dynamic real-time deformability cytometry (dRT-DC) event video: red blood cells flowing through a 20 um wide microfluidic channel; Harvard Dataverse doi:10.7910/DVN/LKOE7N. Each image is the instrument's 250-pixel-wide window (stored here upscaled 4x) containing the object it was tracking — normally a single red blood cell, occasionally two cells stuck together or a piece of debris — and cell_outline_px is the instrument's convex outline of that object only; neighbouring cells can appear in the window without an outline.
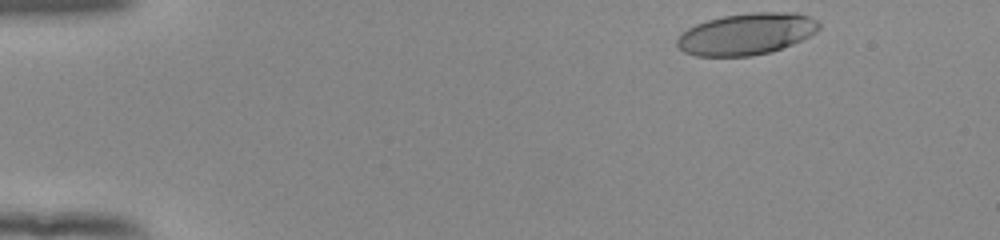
{"species": "human", "species_latin": "Homo sapiens", "temperature_condition": "room temperature", "stored_images_in_passage": 47, "camera_frame_rate_fps": 3000, "um_per_image_px": 0.085, "donor": {"sex": "female"}, "frame": {"image": 1, "passage_image": 1, "time_ms": 0.0, "image_size_px": [1000, 240], "cell_outline_px": [[820, 28], [816, 32], [792, 44], [772, 52], [748, 56], [696, 56], [684, 52], [676, 44], [676, 40], [688, 28], [696, 24], [708, 20], [724, 16], [752, 12], [796, 12], [808, 16], [816, 20], [820, 24]], "centroid_in_image_um": [63.46, 2.89], "position_along_channel_um": 21.5, "area_um2": 34.28}}
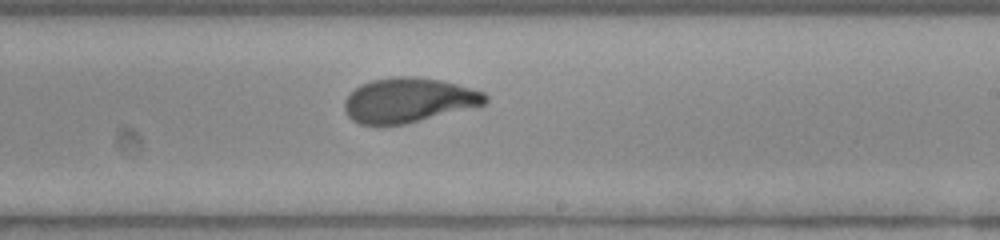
{"frame": {"image": 2, "passage_image": 27, "time_ms": 8.667, "image_size_px": [1000, 240], "cell_outline_px": [[488, 100], [484, 104], [476, 108], [404, 124], [360, 124], [352, 120], [344, 112], [344, 100], [360, 84], [372, 80], [396, 76], [412, 76], [440, 80], [472, 88], [484, 92], [488, 96]], "centroid_in_image_um": [34.76, 8.52], "position_along_channel_um": 254.2, "area_um2": 36.82}}
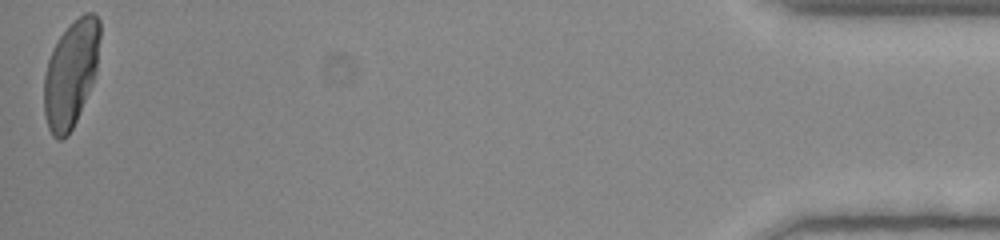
{"frame": {"image": 3, "passage_image": 47, "time_ms": 15.333, "image_size_px": [1000, 240], "cell_outline_px": [[100, 36], [96, 72], [92, 84], [76, 120], [68, 136], [60, 140], [56, 140], [52, 136], [48, 128], [44, 116], [44, 76], [48, 60], [60, 36], [84, 12], [92, 12], [100, 20]], "centroid_in_image_um": [6.02, 6.3], "position_along_channel_um": 429.2, "area_um2": 34.45}, "authors_computed_cell_mechanics": {"area_um2": 36.3562, "velocity_mm_per_s": 3.9094, "shape_relaxation_time_tau1_ms": 5.0202, "shape_relaxation_time_tau2_ms": 0.9598, "deformation_change_tau1": 0.2093, "deformation_change_tau2": 0.0663}}